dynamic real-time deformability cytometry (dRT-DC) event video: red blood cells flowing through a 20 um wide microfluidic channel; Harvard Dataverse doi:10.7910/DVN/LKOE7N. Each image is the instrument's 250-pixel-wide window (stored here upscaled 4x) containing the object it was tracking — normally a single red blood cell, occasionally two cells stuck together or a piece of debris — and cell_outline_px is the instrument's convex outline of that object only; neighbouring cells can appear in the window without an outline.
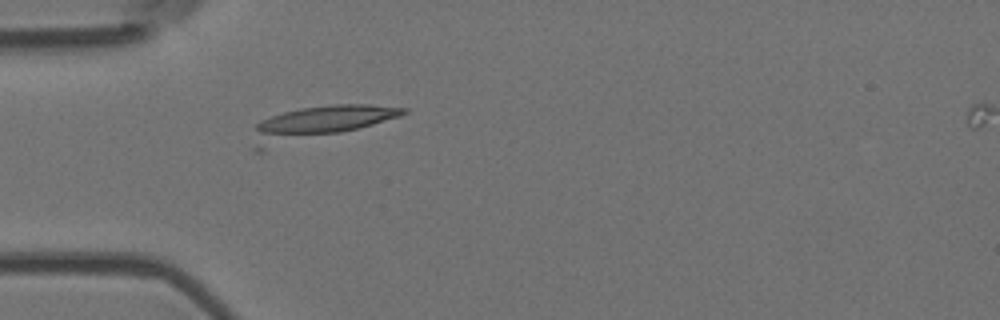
{"species": "Egyptian fruit bat (a non-hibernating species)", "species_latin": "Rousettus aegyptiacus", "temperature_condition": "room temperature", "stored_images_in_passage": 6, "camera_frame_rate_fps": 3000, "um_per_image_px": 0.085, "animal": {"sex": "female"}, "frame": {"image": 1, "passage_image": 6, "time_ms": 1.667, "image_size_px": [1000, 320], "cell_outline_px": [[408, 112], [400, 116], [372, 124], [264, 152], [252, 152], [252, 148], [256, 124], [260, 120], [284, 112], [300, 108], [332, 104], [368, 104], [408, 108]], "centroid_in_image_um": [26.99, 10.49], "position_along_channel_um": 58.0, "area_um2": 29.25}}